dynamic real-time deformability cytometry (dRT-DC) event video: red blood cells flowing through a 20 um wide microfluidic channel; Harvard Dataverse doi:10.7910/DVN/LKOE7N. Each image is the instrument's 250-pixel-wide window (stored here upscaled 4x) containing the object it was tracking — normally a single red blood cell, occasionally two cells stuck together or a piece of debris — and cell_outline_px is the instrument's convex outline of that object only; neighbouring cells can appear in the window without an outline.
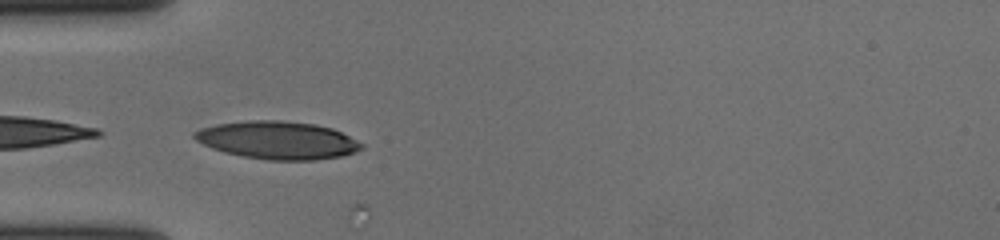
{"species": "human", "species_latin": "Homo sapiens", "temperature_condition": "cold", "stored_images_in_passage": 7, "camera_frame_rate_fps": 3000, "um_per_image_px": 0.085, "donor": {"sex": "female"}, "frame": {"image": 1, "passage_image": 1, "time_ms": 0.0, "image_size_px": [1000, 240], "cell_outline_px": [[364, 148], [356, 152], [340, 156], [316, 160], [268, 160], [240, 156], [224, 152], [212, 148], [196, 140], [192, 136], [192, 132], [200, 128], [216, 124], [248, 120], [280, 120], [316, 124], [332, 128], [364, 144]], "centroid_in_image_um": [23.58, 11.91], "position_along_channel_um": 61.4, "area_um2": 36.99}}
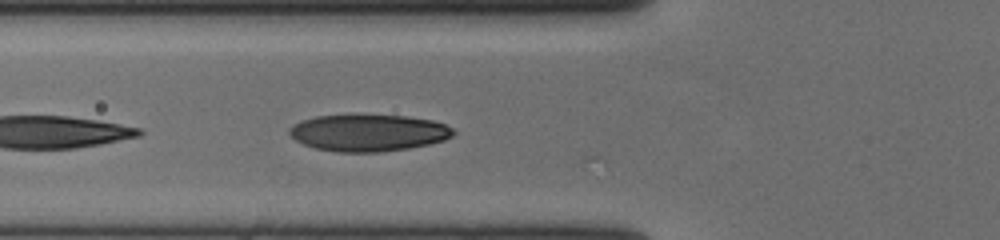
{"frame": {"image": 2, "passage_image": 4, "time_ms": 1.0, "image_size_px": [1000, 240], "cell_outline_px": [[456, 132], [452, 136], [444, 140], [428, 144], [408, 148], [380, 152], [336, 152], [316, 148], [304, 144], [296, 140], [288, 132], [288, 128], [292, 124], [300, 120], [316, 116], [356, 112], [408, 116], [432, 120], [444, 124], [452, 128]], "centroid_in_image_um": [31.27, 11.24], "position_along_channel_um": 94.5, "area_um2": 36.24}}